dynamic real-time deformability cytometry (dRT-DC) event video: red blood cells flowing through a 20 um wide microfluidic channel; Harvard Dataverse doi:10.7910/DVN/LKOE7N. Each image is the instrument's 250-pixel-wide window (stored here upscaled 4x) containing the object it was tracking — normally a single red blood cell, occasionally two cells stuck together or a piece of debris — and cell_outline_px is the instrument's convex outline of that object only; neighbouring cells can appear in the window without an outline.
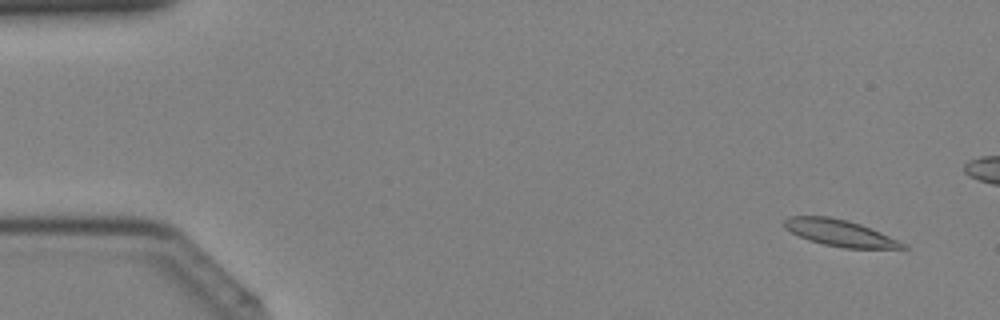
{"species": "Egyptian fruit bat (a non-hibernating species)", "species_latin": "Rousettus aegyptiacus", "temperature_condition": "cold", "stored_images_in_passage": 13, "camera_frame_rate_fps": 3000, "um_per_image_px": 0.085, "animal": {"sex": "female"}, "frame": {"image": 1, "passage_image": 3, "time_ms": 0.667, "image_size_px": [1000, 320], "cell_outline_px": [[908, 248], [844, 248], [824, 244], [808, 240], [784, 228], [784, 220], [788, 216], [828, 216], [848, 220], [860, 224], [880, 232], [904, 244]], "centroid_in_image_um": [71.33, 19.78], "position_along_channel_um": 13.7, "area_um2": 17.98}}